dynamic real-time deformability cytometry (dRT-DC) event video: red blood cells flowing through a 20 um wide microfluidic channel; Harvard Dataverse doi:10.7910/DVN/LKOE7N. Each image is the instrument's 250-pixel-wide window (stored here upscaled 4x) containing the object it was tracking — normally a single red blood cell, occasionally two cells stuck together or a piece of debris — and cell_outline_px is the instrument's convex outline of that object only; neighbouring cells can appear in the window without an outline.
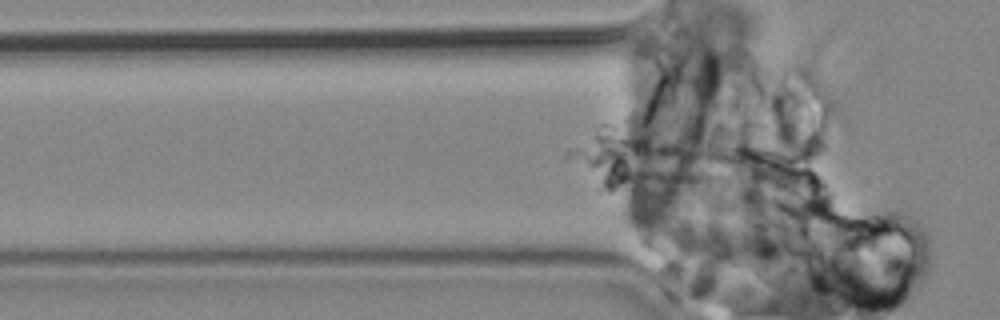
{"species": "common noctule bat (a hibernating species)", "species_latin": "Nyctalus noctula", "temperature_condition": "cold", "stored_images_in_passage": 83, "segment_of_instrument_passage": [1, 2], "camera_frame_rate_fps": 3000, "um_per_image_px": 0.085, "animal": {"sex": "male", "body_mass_g": 19.2, "forearm_length_mm": 51.8}, "frame": {"image": 1, "passage_image": 36, "time_ms": 11.667, "image_size_px": [1000, 320], "cell_outline_px": [[740, 160], [716, 180], [704, 184], [656, 184], [624, 180], [612, 168], [612, 160], [616, 148], [620, 144], [640, 136], [668, 140], [728, 152], [740, 156]], "centroid_in_image_um": [56.95, 13.78], "position_along_channel_um": 68.8, "area_um2": 32.77}}